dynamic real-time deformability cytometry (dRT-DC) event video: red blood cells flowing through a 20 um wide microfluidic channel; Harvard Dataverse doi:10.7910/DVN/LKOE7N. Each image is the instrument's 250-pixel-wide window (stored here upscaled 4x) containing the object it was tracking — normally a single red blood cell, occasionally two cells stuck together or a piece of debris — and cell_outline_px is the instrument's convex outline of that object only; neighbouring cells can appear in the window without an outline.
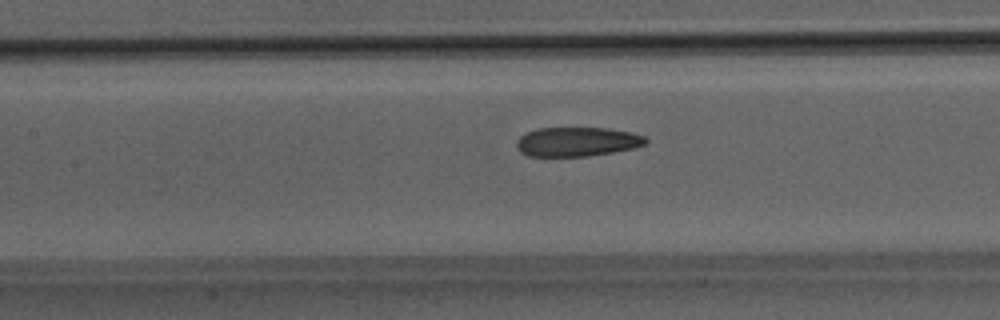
{"species": "Egyptian fruit bat (a non-hibernating species)", "species_latin": "Rousettus aegyptiacus", "temperature_condition": "room temperature", "stored_images_in_passage": 41, "camera_frame_rate_fps": 3000, "um_per_image_px": 0.085, "animal": {"sex": "male"}, "frame": {"image": 1, "passage_image": 14, "time_ms": 4.333, "image_size_px": [1000, 320], "cell_outline_px": [[648, 140], [644, 144], [632, 148], [612, 152], [588, 156], [528, 156], [520, 152], [516, 144], [516, 140], [524, 132], [536, 128], [608, 128], [632, 132], [644, 136]], "centroid_in_image_um": [49.01, 12.04], "position_along_channel_um": 158.4, "area_um2": 22.08}}
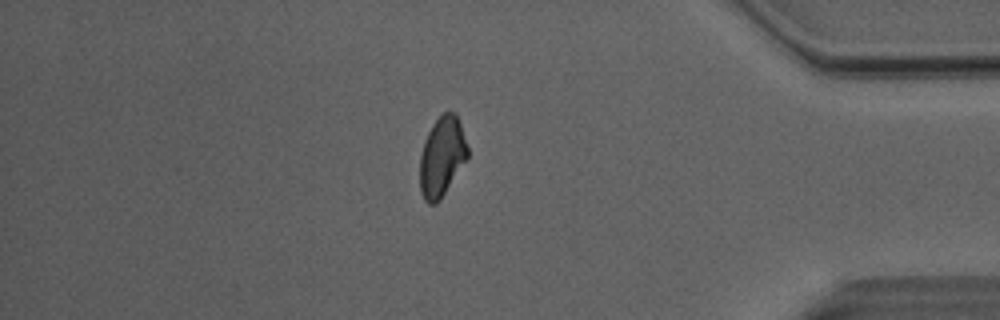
{"frame": {"image": 2, "passage_image": 34, "time_ms": 11.0, "image_size_px": [1000, 320], "cell_outline_px": [[468, 160], [440, 200], [436, 204], [428, 204], [424, 200], [420, 192], [420, 156], [424, 140], [432, 124], [444, 112], [456, 112], [468, 148]], "centroid_in_image_um": [37.57, 13.35], "position_along_channel_um": 397.6, "area_um2": 22.43}}
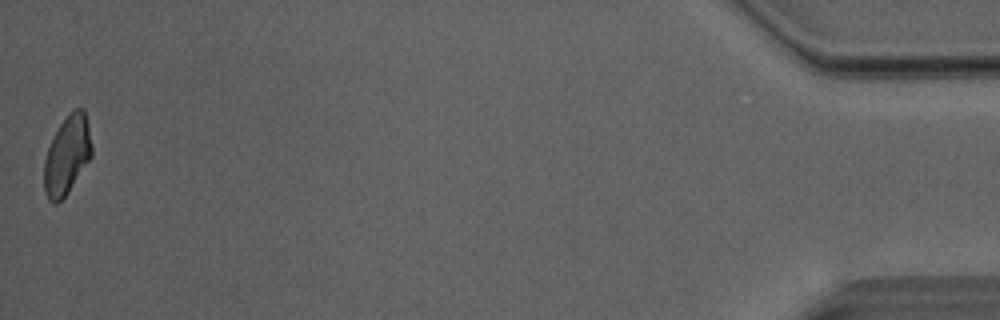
{"frame": {"image": 3, "passage_image": 41, "time_ms": 13.333, "image_size_px": [1000, 320], "cell_outline_px": [[92, 156], [68, 192], [56, 204], [52, 204], [48, 200], [44, 192], [44, 160], [48, 148], [60, 124], [76, 108], [84, 108], [88, 124], [92, 144]], "centroid_in_image_um": [5.7, 13.22], "position_along_channel_um": 429.5, "area_um2": 21.62}, "authors_computed_cell_mechanics": {"area_um2": 22.9466, "velocity_mm_per_s": 4.0838, "shape_relaxation_time_tau1_ms": 6.4501, "shape_relaxation_time_tau2_ms": 2.5081, "deformation_change_tau1": 0.1604, "deformation_change_tau2": 0.0844}}